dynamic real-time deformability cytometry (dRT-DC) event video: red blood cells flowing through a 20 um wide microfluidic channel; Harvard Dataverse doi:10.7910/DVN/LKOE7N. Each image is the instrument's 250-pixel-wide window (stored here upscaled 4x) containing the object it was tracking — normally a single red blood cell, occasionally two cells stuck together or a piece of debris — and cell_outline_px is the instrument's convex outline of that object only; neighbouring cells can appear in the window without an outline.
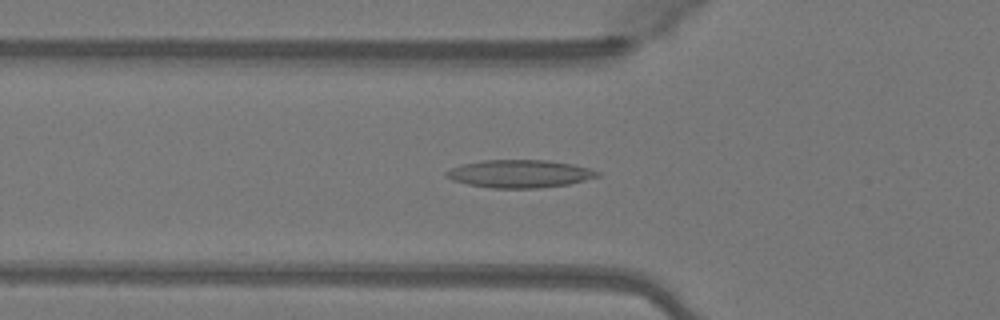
{"species": "Egyptian fruit bat (a non-hibernating species)", "species_latin": "Rousettus aegyptiacus", "temperature_condition": "warm", "stored_images_in_passage": 39, "camera_frame_rate_fps": 3000, "um_per_image_px": 0.085, "animal": {"sex": "female"}, "frame": {"image": 1, "passage_image": 9, "time_ms": 2.667, "image_size_px": [1000, 320], "cell_outline_px": [[600, 176], [568, 184], [540, 188], [492, 188], [468, 184], [452, 180], [444, 176], [444, 172], [452, 168], [464, 164], [484, 160], [548, 160], [572, 164], [588, 168], [600, 172]], "centroid_in_image_um": [44.17, 14.77], "position_along_channel_um": 81.6, "area_um2": 24.39}}
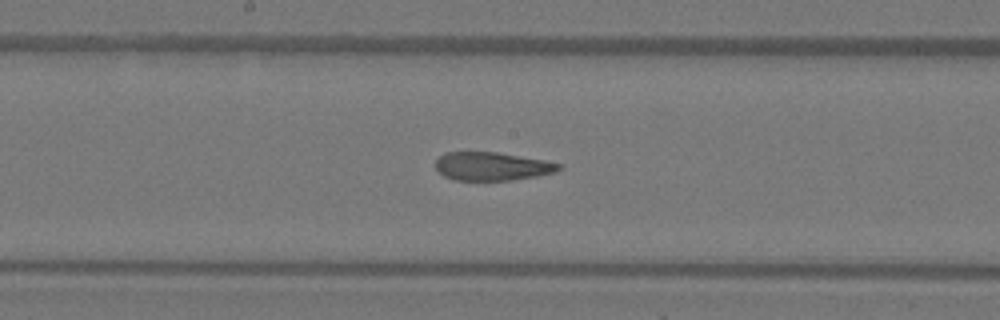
{"frame": {"image": 2, "passage_image": 18, "time_ms": 5.667, "image_size_px": [1000, 320], "cell_outline_px": [[564, 168], [556, 172], [536, 176], [512, 180], [456, 180], [444, 176], [436, 168], [436, 160], [444, 152], [496, 152], [544, 160], [560, 164]], "centroid_in_image_um": [41.83, 14.13], "position_along_channel_um": 206.4, "area_um2": 20.29}}
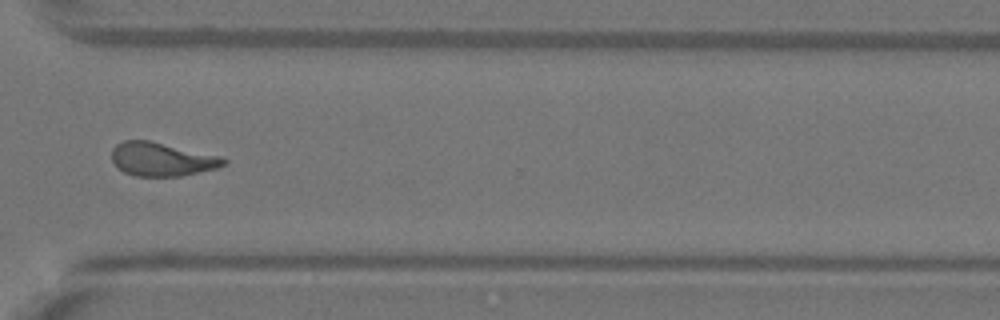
{"frame": {"image": 3, "passage_image": 29, "time_ms": 9.333, "image_size_px": [1000, 320], "cell_outline_px": [[228, 164], [220, 168], [180, 176], [136, 176], [124, 172], [116, 168], [112, 160], [112, 148], [116, 144], [124, 140], [148, 140], [220, 156], [228, 160]], "centroid_in_image_um": [13.76, 13.54], "position_along_channel_um": 356.8, "area_um2": 22.08}, "authors_computed_cell_mechanics": {"area_um2": 21.7328, "velocity_mm_per_s": 4.1215, "shape_relaxation_time_tau1_ms": null, "shape_relaxation_time_tau2_ms": 1.2717, "deformation_change_tau1": null, "deformation_change_tau2": 0.1032}}